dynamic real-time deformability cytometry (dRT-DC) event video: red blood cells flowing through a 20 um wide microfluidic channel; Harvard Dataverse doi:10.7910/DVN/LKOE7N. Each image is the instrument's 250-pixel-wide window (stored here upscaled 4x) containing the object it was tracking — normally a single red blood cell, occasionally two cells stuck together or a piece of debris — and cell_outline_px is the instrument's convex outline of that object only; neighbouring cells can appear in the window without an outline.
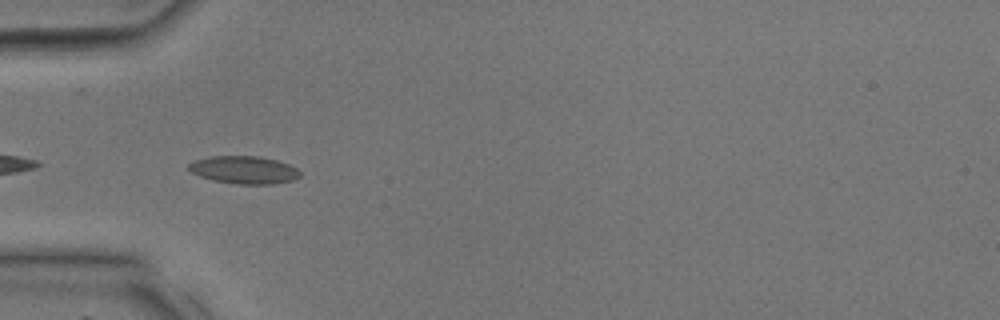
{"species": "common noctule bat (a hibernating species)", "species_latin": "Nyctalus noctula", "temperature_condition": "room temperature", "stored_images_in_passage": 31, "camera_frame_rate_fps": 3000, "um_per_image_px": 0.085, "animal": {"sex": "male", "body_mass_g": 17.9, "forearm_length_mm": 54.2}, "frame": {"image": 1, "passage_image": 5, "time_ms": 1.333, "image_size_px": [1000, 320], "cell_outline_px": [[300, 176], [292, 180], [272, 184], [236, 184], [212, 180], [200, 176], [192, 172], [188, 168], [188, 164], [196, 160], [212, 156], [260, 156], [276, 160], [288, 164], [296, 168], [300, 172]], "centroid_in_image_um": [20.74, 14.44], "position_along_channel_um": 64.3, "area_um2": 17.86}}
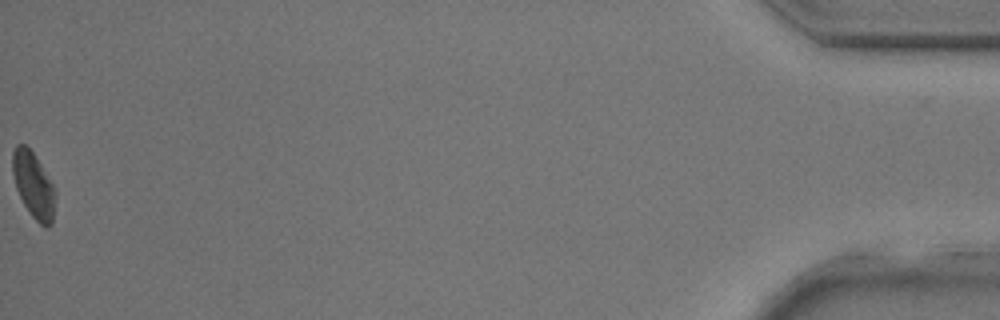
{"frame": {"image": 2, "passage_image": 31, "time_ms": 10.0, "image_size_px": [1000, 320], "cell_outline_px": [[56, 196], [52, 224], [48, 228], [40, 224], [32, 216], [24, 204], [16, 188], [12, 172], [12, 152], [16, 144], [24, 144], [32, 152], [56, 188]], "centroid_in_image_um": [2.86, 15.75], "position_along_channel_um": 432.3, "area_um2": 16.42}}